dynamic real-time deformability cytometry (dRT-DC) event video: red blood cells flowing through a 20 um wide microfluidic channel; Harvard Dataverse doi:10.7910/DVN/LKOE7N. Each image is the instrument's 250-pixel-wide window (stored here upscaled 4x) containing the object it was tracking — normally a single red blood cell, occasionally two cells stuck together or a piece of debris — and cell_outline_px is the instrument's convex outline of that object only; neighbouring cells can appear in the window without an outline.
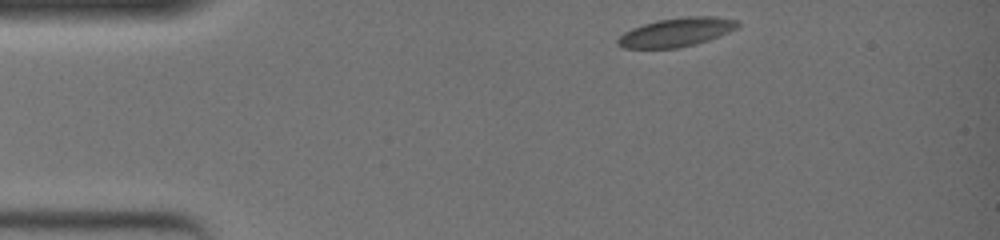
{"species": "common noctule bat (a hibernating species)", "species_latin": "Nyctalus noctula", "temperature_condition": "warm", "stored_images_in_passage": 39, "camera_frame_rate_fps": 3000, "um_per_image_px": 0.085, "animal": {"sex": "female", "body_mass_g": 19.0, "forearm_length_mm": 51.5}, "frame": {"image": 1, "passage_image": 1, "time_ms": 0.0, "image_size_px": [1000, 240], "cell_outline_px": [[740, 24], [736, 28], [720, 36], [696, 44], [676, 48], [624, 48], [616, 44], [616, 40], [624, 32], [632, 28], [656, 20], [684, 16], [716, 16], [740, 20]], "centroid_in_image_um": [57.51, 2.73], "position_along_channel_um": 27.5, "area_um2": 20.29}}
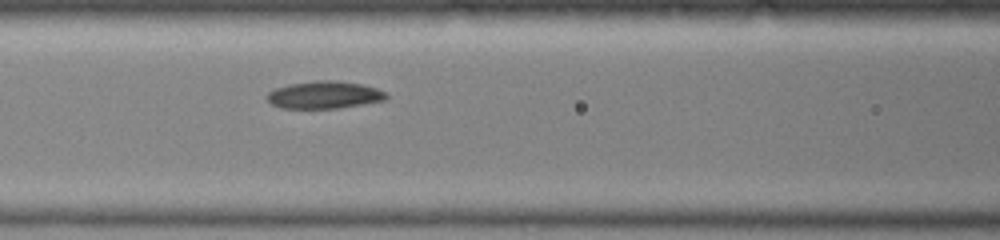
{"frame": {"image": 2, "passage_image": 15, "time_ms": 4.667, "image_size_px": [1000, 240], "cell_outline_px": [[388, 96], [384, 100], [364, 104], [340, 108], [280, 108], [272, 104], [264, 96], [268, 92], [276, 88], [288, 84], [316, 80], [336, 80], [364, 84], [388, 92]], "centroid_in_image_um": [27.58, 8.06], "position_along_channel_um": 139.0, "area_um2": 19.31}}
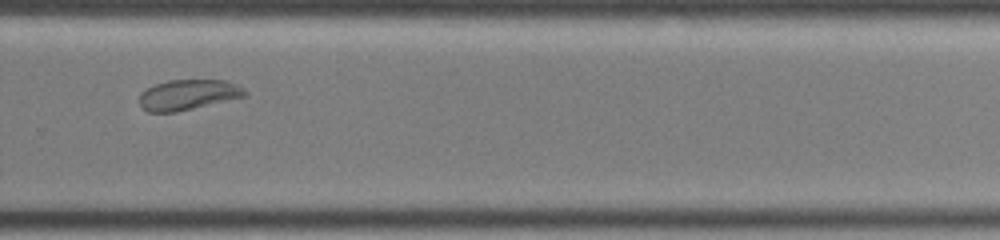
{"frame": {"image": 3, "passage_image": 29, "time_ms": 9.333, "image_size_px": [1000, 240], "cell_outline_px": [[248, 96], [176, 112], [148, 112], [140, 108], [140, 92], [156, 84], [168, 80], [228, 80], [236, 84], [248, 92]], "centroid_in_image_um": [16.0, 8.06], "position_along_channel_um": 313.8, "area_um2": 18.79}, "authors_computed_cell_mechanics": {"area_um2": 19.7098, "velocity_mm_per_s": 3.7519, "shape_relaxation_time_tau1_ms": null, "shape_relaxation_time_tau2_ms": 2.7692, "deformation_change_tau1": null, "deformation_change_tau2": 0.0374}}